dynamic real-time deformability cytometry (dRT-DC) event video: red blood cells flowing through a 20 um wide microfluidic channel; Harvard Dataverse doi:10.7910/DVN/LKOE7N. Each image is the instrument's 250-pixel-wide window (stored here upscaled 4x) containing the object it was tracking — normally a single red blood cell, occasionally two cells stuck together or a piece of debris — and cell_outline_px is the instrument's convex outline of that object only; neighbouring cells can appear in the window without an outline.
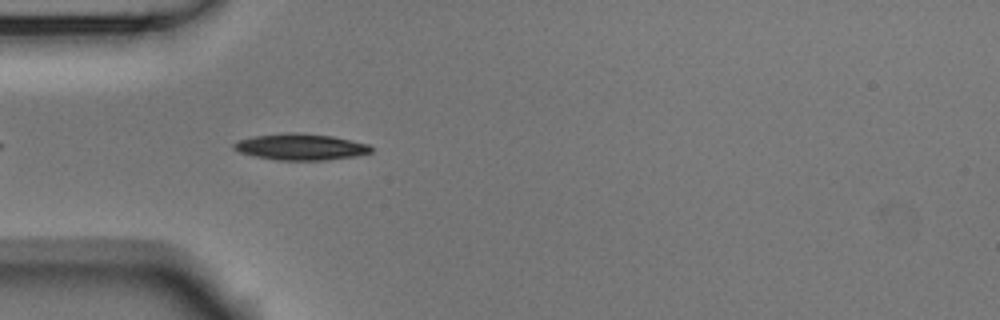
{"species": "Egyptian fruit bat (a non-hibernating species)", "species_latin": "Rousettus aegyptiacus", "temperature_condition": "room temperature", "stored_images_in_passage": 12, "camera_frame_rate_fps": 3000, "um_per_image_px": 0.085, "animal": {"sex": "male"}, "frame": {"image": 1, "passage_image": 4, "time_ms": 1.0, "image_size_px": [1000, 320], "cell_outline_px": [[372, 152], [356, 156], [328, 160], [276, 160], [256, 156], [240, 152], [232, 148], [232, 144], [236, 140], [256, 136], [288, 132], [296, 132], [332, 136], [368, 144], [372, 148]], "centroid_in_image_um": [25.54, 12.48], "position_along_channel_um": 59.5, "area_um2": 21.04}}
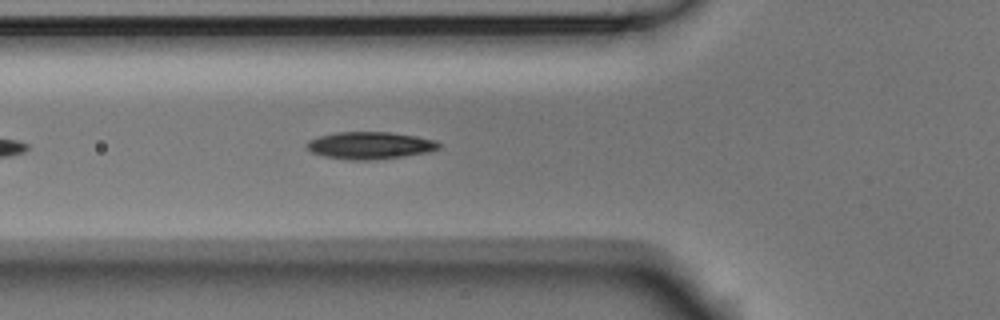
{"frame": {"image": 2, "passage_image": 7, "time_ms": 2.0, "image_size_px": [1000, 320], "cell_outline_px": [[440, 148], [432, 152], [404, 156], [368, 160], [348, 160], [324, 156], [312, 152], [304, 144], [308, 140], [320, 136], [336, 132], [388, 132], [416, 136], [436, 140], [440, 144]], "centroid_in_image_um": [31.46, 12.36], "position_along_channel_um": 94.3, "area_um2": 21.04}}